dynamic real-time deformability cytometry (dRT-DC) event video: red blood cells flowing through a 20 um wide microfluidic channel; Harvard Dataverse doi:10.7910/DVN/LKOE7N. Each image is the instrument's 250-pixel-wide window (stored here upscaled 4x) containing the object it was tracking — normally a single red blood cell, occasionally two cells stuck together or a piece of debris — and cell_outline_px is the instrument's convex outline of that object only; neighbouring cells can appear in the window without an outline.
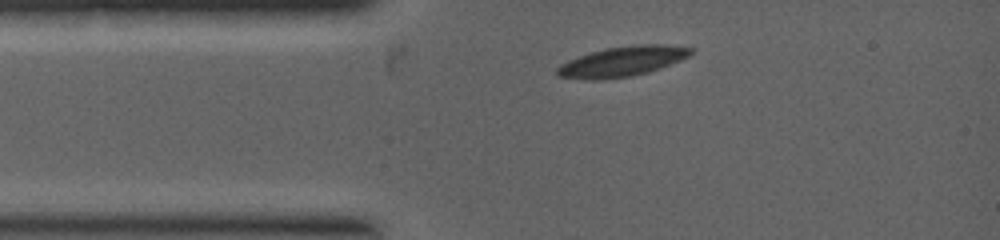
{"species": "common noctule bat (a hibernating species)", "species_latin": "Nyctalus noctula", "temperature_condition": "warm", "stored_images_in_passage": 2, "camera_frame_rate_fps": 5000, "um_per_image_px": 0.085, "animal": {"sex": "female", "body_mass_g": 19.0, "forearm_length_mm": 53.3}, "frame": {"image": 1, "passage_image": 1, "time_ms": 0.0, "image_size_px": [1000, 240], "cell_outline_px": [[692, 52], [688, 56], [680, 60], [660, 68], [648, 72], [628, 76], [596, 80], [560, 76], [556, 72], [556, 68], [560, 64], [568, 60], [604, 48], [632, 44], [664, 44], [692, 48]], "centroid_in_image_um": [52.9, 5.2], "position_along_channel_um": 32.1, "area_um2": 23.06}}
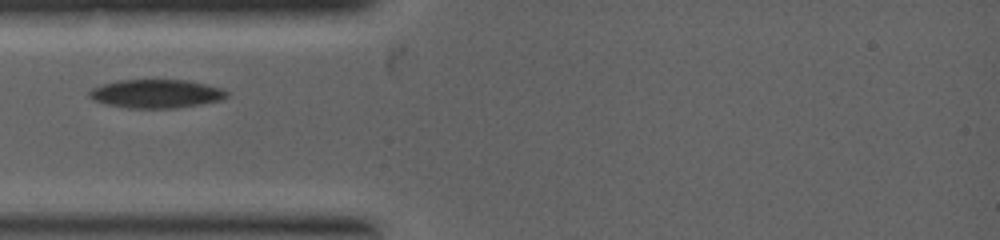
{"frame": {"image": 2, "passage_image": 2, "time_ms": 0.8, "image_size_px": [1000, 240], "cell_outline_px": [[228, 96], [224, 100], [176, 108], [128, 108], [104, 104], [92, 100], [88, 96], [88, 92], [92, 88], [116, 80], [188, 80], [224, 88], [228, 92]], "centroid_in_image_um": [13.29, 7.97], "position_along_channel_um": 71.7, "area_um2": 23.18}}